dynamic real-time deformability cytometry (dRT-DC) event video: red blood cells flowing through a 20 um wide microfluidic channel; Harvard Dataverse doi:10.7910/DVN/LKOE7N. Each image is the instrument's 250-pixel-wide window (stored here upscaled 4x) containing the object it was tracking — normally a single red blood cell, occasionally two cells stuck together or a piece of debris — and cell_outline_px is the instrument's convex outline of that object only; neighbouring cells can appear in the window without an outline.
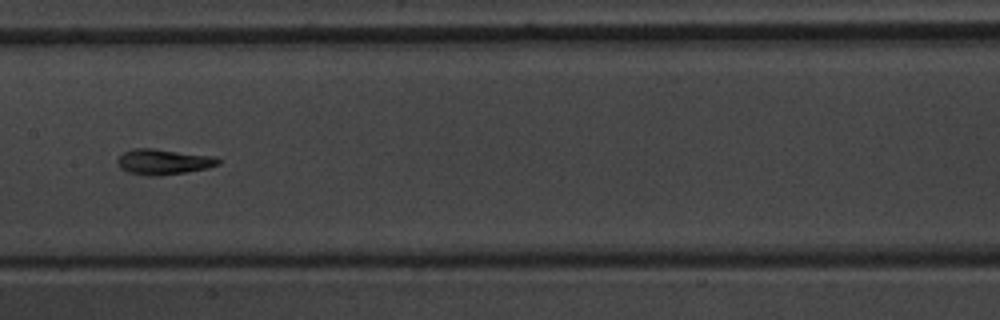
{"species": "common noctule bat (a hibernating species)", "species_latin": "Nyctalus noctula", "temperature_condition": "warm", "stored_images_in_passage": 20, "camera_frame_rate_fps": 3000, "um_per_image_px": 0.085, "animal": {"sex": "male", "body_mass_g": 20.1, "forearm_length_mm": 53.5}, "frame": {"image": 1, "passage_image": 12, "time_ms": 3.667, "image_size_px": [1000, 320], "cell_outline_px": [[220, 164], [208, 168], [160, 176], [148, 176], [128, 172], [120, 168], [116, 160], [124, 152], [132, 148], [152, 148], [216, 156], [220, 160]], "centroid_in_image_um": [13.9, 13.75], "position_along_channel_um": 193.5, "area_um2": 15.09}}
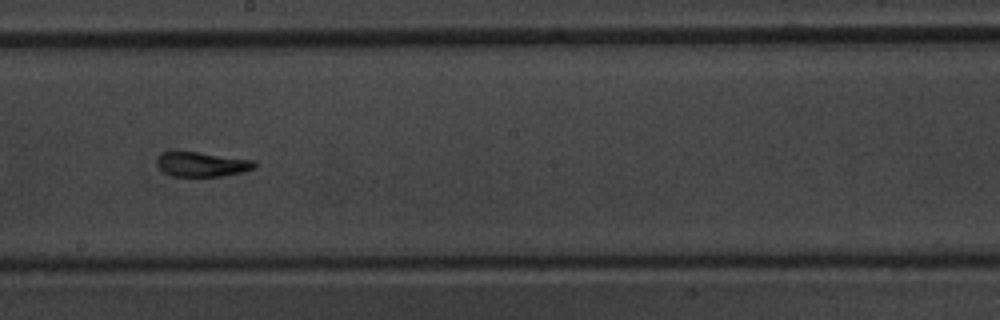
{"frame": {"image": 2, "passage_image": 15, "time_ms": 4.667, "image_size_px": [1000, 320], "cell_outline_px": [[256, 168], [240, 172], [220, 176], [172, 176], [164, 172], [156, 164], [156, 160], [164, 152], [200, 152], [256, 160]], "centroid_in_image_um": [17.2, 13.96], "position_along_channel_um": 231.0, "area_um2": 13.93}}